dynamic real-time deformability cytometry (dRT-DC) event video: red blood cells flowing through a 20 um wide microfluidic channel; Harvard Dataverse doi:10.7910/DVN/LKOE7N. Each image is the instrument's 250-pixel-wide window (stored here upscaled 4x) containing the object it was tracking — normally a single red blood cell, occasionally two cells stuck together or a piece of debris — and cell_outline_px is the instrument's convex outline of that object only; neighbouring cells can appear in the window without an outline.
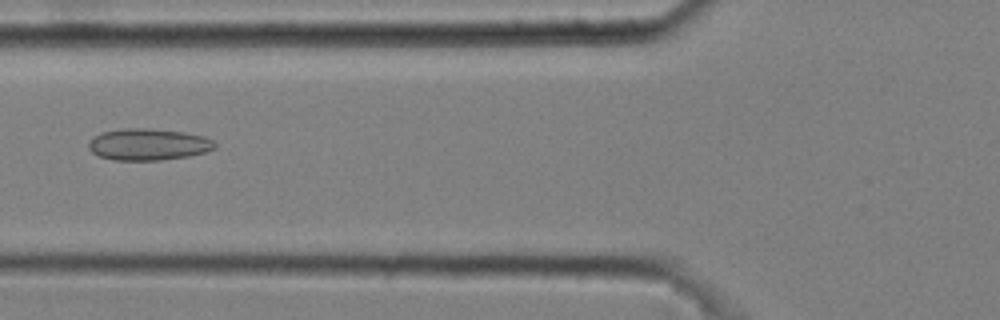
{"species": "common noctule bat (a hibernating species)", "species_latin": "Nyctalus noctula", "temperature_condition": "cold", "stored_images_in_passage": 5, "camera_frame_rate_fps": 3000, "um_per_image_px": 0.085, "animal": {"sex": "male", "body_mass_g": 20.4}, "frame": {"image": 1, "passage_image": 5, "time_ms": 1.333, "image_size_px": [1000, 320], "cell_outline_px": [[216, 148], [204, 152], [188, 156], [160, 160], [112, 160], [100, 156], [92, 152], [88, 148], [88, 140], [100, 132], [124, 128], [152, 128], [184, 132], [204, 136], [212, 140], [216, 144]], "centroid_in_image_um": [12.57, 12.26], "position_along_channel_um": 113.2, "area_um2": 23.47}}